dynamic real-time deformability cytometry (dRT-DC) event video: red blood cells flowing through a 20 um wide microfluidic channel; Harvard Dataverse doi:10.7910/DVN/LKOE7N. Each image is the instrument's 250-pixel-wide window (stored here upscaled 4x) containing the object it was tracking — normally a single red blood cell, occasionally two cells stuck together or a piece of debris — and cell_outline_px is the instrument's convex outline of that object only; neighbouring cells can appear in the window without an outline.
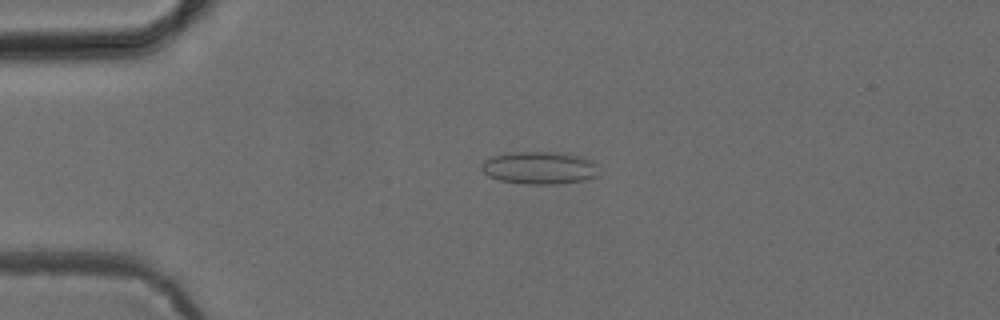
{"species": "common noctule bat (a hibernating species)", "species_latin": "Nyctalus noctula", "temperature_condition": "cold", "stored_images_in_passage": 49, "camera_frame_rate_fps": 3000, "um_per_image_px": 0.085, "animal": {"sex": "female", "body_mass_g": 24.6, "forearm_length_mm": 56.2}, "frame": {"image": 1, "passage_image": 10, "time_ms": 3.0, "image_size_px": [1000, 320], "cell_outline_px": [[600, 176], [584, 180], [560, 184], [524, 184], [500, 180], [488, 176], [480, 168], [480, 164], [484, 160], [492, 156], [512, 152], [564, 152], [596, 160]], "centroid_in_image_um": [45.91, 14.26], "position_along_channel_um": 39.1, "area_um2": 22.83}}
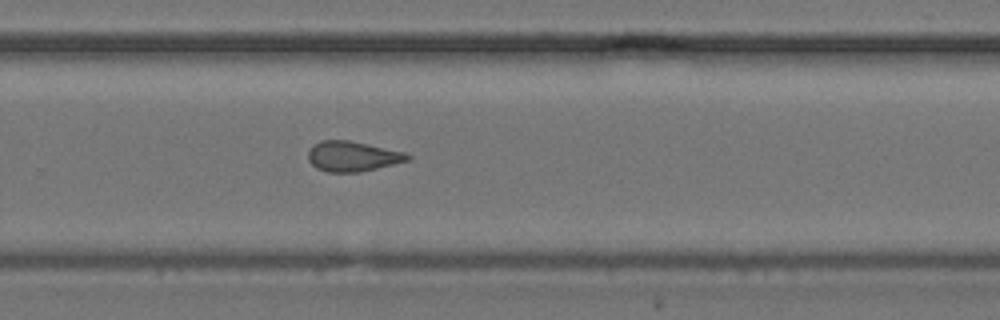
{"frame": {"image": 2, "passage_image": 32, "time_ms": 10.333, "image_size_px": [1000, 320], "cell_outline_px": [[412, 156], [408, 160], [360, 172], [328, 172], [316, 168], [308, 160], [308, 152], [320, 140], [348, 140], [368, 144], [404, 152]], "centroid_in_image_um": [29.95, 13.29], "position_along_channel_um": 299.9, "area_um2": 17.22}}
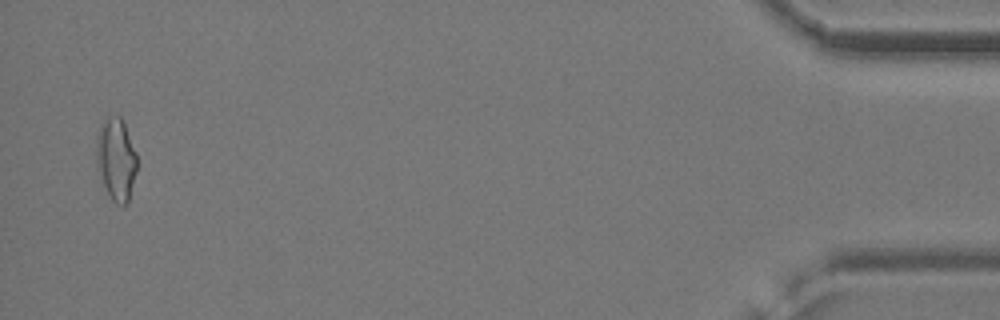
{"frame": {"image": 3, "passage_image": 48, "time_ms": 15.667, "image_size_px": [1000, 320], "cell_outline_px": [[136, 172], [128, 204], [116, 204], [112, 200], [104, 184], [96, 156], [96, 132], [104, 116], [108, 112], [120, 116], [124, 120], [136, 152]], "centroid_in_image_um": [9.87, 13.41], "position_along_channel_um": 425.3, "area_um2": 19.77}}